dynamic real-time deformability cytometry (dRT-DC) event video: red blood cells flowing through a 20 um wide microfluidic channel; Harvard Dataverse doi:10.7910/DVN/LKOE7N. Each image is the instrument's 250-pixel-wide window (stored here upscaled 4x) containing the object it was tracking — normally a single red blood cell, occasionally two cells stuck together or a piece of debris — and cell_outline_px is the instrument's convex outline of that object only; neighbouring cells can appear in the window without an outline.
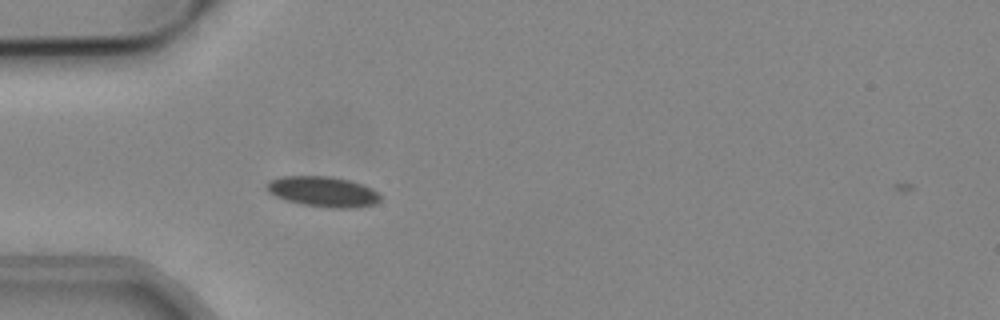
{"species": "common noctule bat (a hibernating species)", "species_latin": "Nyctalus noctula", "temperature_condition": "cold", "stored_images_in_passage": 33, "camera_frame_rate_fps": 3000, "um_per_image_px": 0.085, "animal": {"sex": "male", "body_mass_g": 19.2, "forearm_length_mm": 51.8}, "frame": {"image": 1, "passage_image": 1, "time_ms": 0.0, "image_size_px": [1000, 320], "cell_outline_px": [[380, 200], [376, 204], [356, 208], [332, 208], [304, 204], [288, 200], [276, 196], [268, 192], [268, 180], [284, 176], [332, 176], [364, 184], [380, 192]], "centroid_in_image_um": [27.53, 16.28], "position_along_channel_um": 57.5, "area_um2": 20.11}}
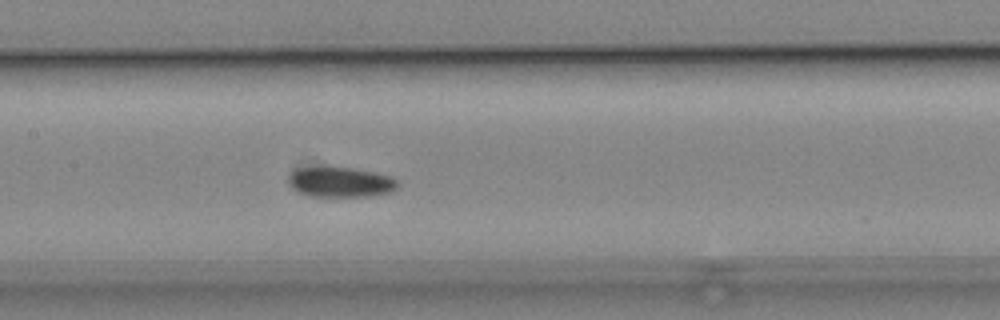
{"frame": {"image": 2, "passage_image": 11, "time_ms": 3.333, "image_size_px": [1000, 320], "cell_outline_px": [[400, 184], [396, 188], [388, 192], [368, 196], [308, 196], [296, 192], [288, 184], [288, 176], [296, 168], [352, 168], [392, 176]], "centroid_in_image_um": [28.9, 15.49], "position_along_channel_um": 178.5, "area_um2": 19.02}}
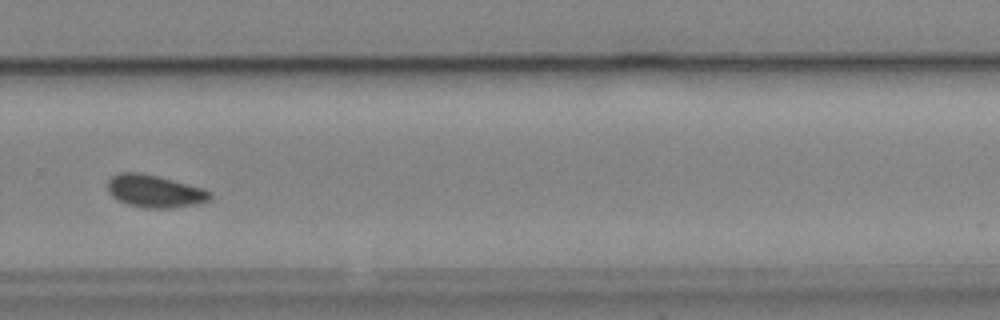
{"frame": {"image": 3, "passage_image": 22, "time_ms": 7.0, "image_size_px": [1000, 320], "cell_outline_px": [[212, 196], [208, 200], [200, 204], [172, 208], [144, 208], [128, 204], [116, 200], [108, 192], [108, 180], [112, 176], [120, 172], [140, 172], [204, 188], [212, 192]], "centroid_in_image_um": [13.15, 16.26], "position_along_channel_um": 316.6, "area_um2": 19.54}, "authors_computed_cell_mechanics": {"area_um2": 19.4208, "velocity_mm_per_s": 3.7923, "shape_relaxation_time_tau1_ms": 8.2253, "shape_relaxation_time_tau2_ms": null, "deformation_change_tau1": 0.0944, "deformation_change_tau2": null}}